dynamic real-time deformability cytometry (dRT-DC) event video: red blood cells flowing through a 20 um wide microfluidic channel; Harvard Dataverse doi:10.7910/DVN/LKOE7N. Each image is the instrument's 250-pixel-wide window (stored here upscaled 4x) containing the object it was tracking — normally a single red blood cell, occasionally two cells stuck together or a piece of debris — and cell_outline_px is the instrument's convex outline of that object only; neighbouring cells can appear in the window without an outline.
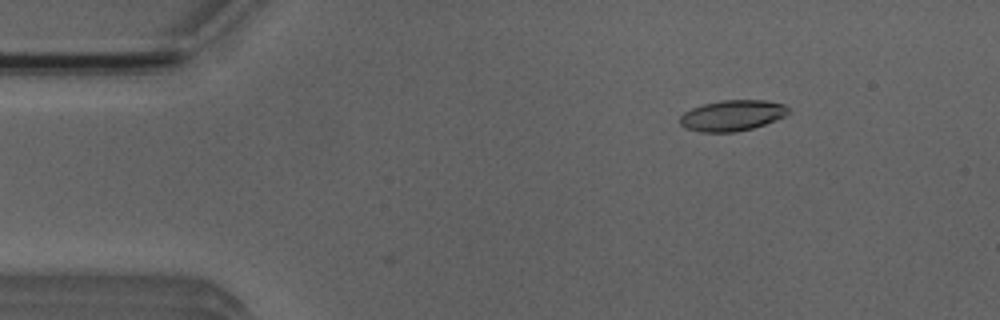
{"species": "Egyptian fruit bat (a non-hibernating species)", "species_latin": "Rousettus aegyptiacus", "temperature_condition": "room temperature", "stored_images_in_passage": 7, "camera_frame_rate_fps": 3000, "um_per_image_px": 0.085, "animal": {"sex": "male"}, "frame": {"image": 1, "passage_image": 7, "time_ms": 2.0, "image_size_px": [1000, 320], "cell_outline_px": [[792, 112], [776, 120], [752, 128], [736, 132], [700, 132], [684, 128], [680, 124], [680, 116], [684, 112], [692, 108], [704, 104], [720, 100], [764, 100], [784, 104]], "centroid_in_image_um": [62.24, 9.82], "position_along_channel_um": 22.8, "area_um2": 19.54}}